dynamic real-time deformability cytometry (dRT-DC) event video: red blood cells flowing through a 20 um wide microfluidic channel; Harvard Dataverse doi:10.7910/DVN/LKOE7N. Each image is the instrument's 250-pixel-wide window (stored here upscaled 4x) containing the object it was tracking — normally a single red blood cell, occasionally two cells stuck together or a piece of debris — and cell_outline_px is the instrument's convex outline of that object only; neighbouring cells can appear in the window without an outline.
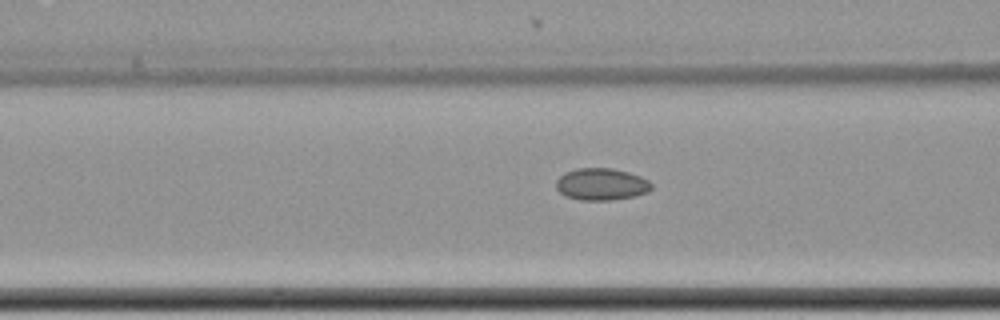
{"species": "common noctule bat (a hibernating species)", "species_latin": "Nyctalus noctula", "temperature_condition": "cold", "stored_images_in_passage": 15, "camera_frame_rate_fps": 3000, "um_per_image_px": 0.085, "animal": {"sex": "female", "body_mass_g": 22.7, "forearm_length_mm": 54.2}, "frame": {"image": 1, "passage_image": 13, "time_ms": 4.0, "image_size_px": [1000, 320], "cell_outline_px": [[652, 188], [648, 192], [636, 196], [612, 200], [580, 200], [564, 196], [556, 188], [556, 180], [564, 172], [576, 168], [612, 168], [628, 172], [640, 176], [648, 180], [652, 184]], "centroid_in_image_um": [51.11, 15.66], "position_along_channel_um": 115.5, "area_um2": 17.98}}